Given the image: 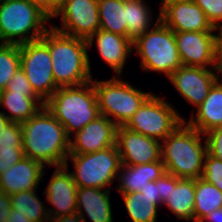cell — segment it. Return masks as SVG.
<instances>
[{
  "mask_svg": "<svg viewBox=\"0 0 222 222\" xmlns=\"http://www.w3.org/2000/svg\"><path fill=\"white\" fill-rule=\"evenodd\" d=\"M144 0H124L126 31L132 41L160 21V12L153 24V14ZM152 22V23H151ZM153 25V26H152Z\"/></svg>",
  "mask_w": 222,
  "mask_h": 222,
  "instance_id": "25",
  "label": "cell"
},
{
  "mask_svg": "<svg viewBox=\"0 0 222 222\" xmlns=\"http://www.w3.org/2000/svg\"><path fill=\"white\" fill-rule=\"evenodd\" d=\"M206 154L205 135L185 122L161 141V160L165 170L178 178H201Z\"/></svg>",
  "mask_w": 222,
  "mask_h": 222,
  "instance_id": "2",
  "label": "cell"
},
{
  "mask_svg": "<svg viewBox=\"0 0 222 222\" xmlns=\"http://www.w3.org/2000/svg\"><path fill=\"white\" fill-rule=\"evenodd\" d=\"M116 146L124 165L153 163L161 159V141L118 126Z\"/></svg>",
  "mask_w": 222,
  "mask_h": 222,
  "instance_id": "13",
  "label": "cell"
},
{
  "mask_svg": "<svg viewBox=\"0 0 222 222\" xmlns=\"http://www.w3.org/2000/svg\"><path fill=\"white\" fill-rule=\"evenodd\" d=\"M194 199V222H201L206 215L222 208V192L202 178L195 179Z\"/></svg>",
  "mask_w": 222,
  "mask_h": 222,
  "instance_id": "29",
  "label": "cell"
},
{
  "mask_svg": "<svg viewBox=\"0 0 222 222\" xmlns=\"http://www.w3.org/2000/svg\"><path fill=\"white\" fill-rule=\"evenodd\" d=\"M10 122L22 123L37 114L45 102L39 97H28L26 93H0V107ZM9 113V114H8Z\"/></svg>",
  "mask_w": 222,
  "mask_h": 222,
  "instance_id": "24",
  "label": "cell"
},
{
  "mask_svg": "<svg viewBox=\"0 0 222 222\" xmlns=\"http://www.w3.org/2000/svg\"><path fill=\"white\" fill-rule=\"evenodd\" d=\"M214 73L216 75L217 81H220V76H222V32L217 31V35L215 38V46H214V63L213 68Z\"/></svg>",
  "mask_w": 222,
  "mask_h": 222,
  "instance_id": "37",
  "label": "cell"
},
{
  "mask_svg": "<svg viewBox=\"0 0 222 222\" xmlns=\"http://www.w3.org/2000/svg\"><path fill=\"white\" fill-rule=\"evenodd\" d=\"M1 93H26L28 97H38L31 88L21 67L17 69L13 77L9 80V83L6 85L5 90Z\"/></svg>",
  "mask_w": 222,
  "mask_h": 222,
  "instance_id": "34",
  "label": "cell"
},
{
  "mask_svg": "<svg viewBox=\"0 0 222 222\" xmlns=\"http://www.w3.org/2000/svg\"><path fill=\"white\" fill-rule=\"evenodd\" d=\"M30 1L39 5L50 16H53V14L57 11L62 2V0H30Z\"/></svg>",
  "mask_w": 222,
  "mask_h": 222,
  "instance_id": "40",
  "label": "cell"
},
{
  "mask_svg": "<svg viewBox=\"0 0 222 222\" xmlns=\"http://www.w3.org/2000/svg\"><path fill=\"white\" fill-rule=\"evenodd\" d=\"M202 179L213 184L222 192V161L217 160L208 153L204 159Z\"/></svg>",
  "mask_w": 222,
  "mask_h": 222,
  "instance_id": "33",
  "label": "cell"
},
{
  "mask_svg": "<svg viewBox=\"0 0 222 222\" xmlns=\"http://www.w3.org/2000/svg\"><path fill=\"white\" fill-rule=\"evenodd\" d=\"M170 192V173H164L159 178V194L163 204L167 201V197L169 196Z\"/></svg>",
  "mask_w": 222,
  "mask_h": 222,
  "instance_id": "39",
  "label": "cell"
},
{
  "mask_svg": "<svg viewBox=\"0 0 222 222\" xmlns=\"http://www.w3.org/2000/svg\"><path fill=\"white\" fill-rule=\"evenodd\" d=\"M194 197L195 179L178 178L170 174V192L163 205L168 206L178 220L194 222Z\"/></svg>",
  "mask_w": 222,
  "mask_h": 222,
  "instance_id": "23",
  "label": "cell"
},
{
  "mask_svg": "<svg viewBox=\"0 0 222 222\" xmlns=\"http://www.w3.org/2000/svg\"><path fill=\"white\" fill-rule=\"evenodd\" d=\"M61 15V16H60ZM60 17L61 27L50 26L68 36L87 40L100 29L98 0H62L51 18Z\"/></svg>",
  "mask_w": 222,
  "mask_h": 222,
  "instance_id": "11",
  "label": "cell"
},
{
  "mask_svg": "<svg viewBox=\"0 0 222 222\" xmlns=\"http://www.w3.org/2000/svg\"><path fill=\"white\" fill-rule=\"evenodd\" d=\"M222 222V208L215 209L208 215H206L201 222Z\"/></svg>",
  "mask_w": 222,
  "mask_h": 222,
  "instance_id": "43",
  "label": "cell"
},
{
  "mask_svg": "<svg viewBox=\"0 0 222 222\" xmlns=\"http://www.w3.org/2000/svg\"><path fill=\"white\" fill-rule=\"evenodd\" d=\"M68 159L64 166L56 167L47 184L46 190L42 191L46 196V202L54 207H47L49 219L60 216L72 215L77 212L76 195L78 186L69 172Z\"/></svg>",
  "mask_w": 222,
  "mask_h": 222,
  "instance_id": "12",
  "label": "cell"
},
{
  "mask_svg": "<svg viewBox=\"0 0 222 222\" xmlns=\"http://www.w3.org/2000/svg\"><path fill=\"white\" fill-rule=\"evenodd\" d=\"M218 32H222V0H193Z\"/></svg>",
  "mask_w": 222,
  "mask_h": 222,
  "instance_id": "32",
  "label": "cell"
},
{
  "mask_svg": "<svg viewBox=\"0 0 222 222\" xmlns=\"http://www.w3.org/2000/svg\"><path fill=\"white\" fill-rule=\"evenodd\" d=\"M133 53L140 56L141 68L146 72L163 73L169 77L182 66L174 31L161 20L132 41Z\"/></svg>",
  "mask_w": 222,
  "mask_h": 222,
  "instance_id": "6",
  "label": "cell"
},
{
  "mask_svg": "<svg viewBox=\"0 0 222 222\" xmlns=\"http://www.w3.org/2000/svg\"><path fill=\"white\" fill-rule=\"evenodd\" d=\"M49 27V52L55 84L60 88L91 81L93 77L87 41Z\"/></svg>",
  "mask_w": 222,
  "mask_h": 222,
  "instance_id": "3",
  "label": "cell"
},
{
  "mask_svg": "<svg viewBox=\"0 0 222 222\" xmlns=\"http://www.w3.org/2000/svg\"><path fill=\"white\" fill-rule=\"evenodd\" d=\"M197 112L187 122L188 126L202 134L222 127V83L216 81L210 88L206 99L196 108Z\"/></svg>",
  "mask_w": 222,
  "mask_h": 222,
  "instance_id": "22",
  "label": "cell"
},
{
  "mask_svg": "<svg viewBox=\"0 0 222 222\" xmlns=\"http://www.w3.org/2000/svg\"><path fill=\"white\" fill-rule=\"evenodd\" d=\"M207 142V153L222 161V127H217L204 134Z\"/></svg>",
  "mask_w": 222,
  "mask_h": 222,
  "instance_id": "35",
  "label": "cell"
},
{
  "mask_svg": "<svg viewBox=\"0 0 222 222\" xmlns=\"http://www.w3.org/2000/svg\"><path fill=\"white\" fill-rule=\"evenodd\" d=\"M11 211V196L0 192V222H6L9 219Z\"/></svg>",
  "mask_w": 222,
  "mask_h": 222,
  "instance_id": "38",
  "label": "cell"
},
{
  "mask_svg": "<svg viewBox=\"0 0 222 222\" xmlns=\"http://www.w3.org/2000/svg\"><path fill=\"white\" fill-rule=\"evenodd\" d=\"M100 29L128 37L124 0H98Z\"/></svg>",
  "mask_w": 222,
  "mask_h": 222,
  "instance_id": "28",
  "label": "cell"
},
{
  "mask_svg": "<svg viewBox=\"0 0 222 222\" xmlns=\"http://www.w3.org/2000/svg\"><path fill=\"white\" fill-rule=\"evenodd\" d=\"M185 119L167 100L152 93L125 127L162 141L167 135L173 133Z\"/></svg>",
  "mask_w": 222,
  "mask_h": 222,
  "instance_id": "9",
  "label": "cell"
},
{
  "mask_svg": "<svg viewBox=\"0 0 222 222\" xmlns=\"http://www.w3.org/2000/svg\"><path fill=\"white\" fill-rule=\"evenodd\" d=\"M167 78L179 95L195 108L202 104L217 81L212 68L194 66H181Z\"/></svg>",
  "mask_w": 222,
  "mask_h": 222,
  "instance_id": "14",
  "label": "cell"
},
{
  "mask_svg": "<svg viewBox=\"0 0 222 222\" xmlns=\"http://www.w3.org/2000/svg\"><path fill=\"white\" fill-rule=\"evenodd\" d=\"M75 171H70L78 187L111 189L122 165L117 146L88 154H69Z\"/></svg>",
  "mask_w": 222,
  "mask_h": 222,
  "instance_id": "8",
  "label": "cell"
},
{
  "mask_svg": "<svg viewBox=\"0 0 222 222\" xmlns=\"http://www.w3.org/2000/svg\"><path fill=\"white\" fill-rule=\"evenodd\" d=\"M23 151L26 157L45 167L64 166L69 155V140L64 126L44 106L37 114L21 123Z\"/></svg>",
  "mask_w": 222,
  "mask_h": 222,
  "instance_id": "1",
  "label": "cell"
},
{
  "mask_svg": "<svg viewBox=\"0 0 222 222\" xmlns=\"http://www.w3.org/2000/svg\"><path fill=\"white\" fill-rule=\"evenodd\" d=\"M9 122L10 121L7 119V117L3 114V111L0 110V138L2 131Z\"/></svg>",
  "mask_w": 222,
  "mask_h": 222,
  "instance_id": "45",
  "label": "cell"
},
{
  "mask_svg": "<svg viewBox=\"0 0 222 222\" xmlns=\"http://www.w3.org/2000/svg\"><path fill=\"white\" fill-rule=\"evenodd\" d=\"M24 157L23 149H0V174Z\"/></svg>",
  "mask_w": 222,
  "mask_h": 222,
  "instance_id": "36",
  "label": "cell"
},
{
  "mask_svg": "<svg viewBox=\"0 0 222 222\" xmlns=\"http://www.w3.org/2000/svg\"><path fill=\"white\" fill-rule=\"evenodd\" d=\"M125 210L132 222H156L157 213L162 205L161 199H153L141 192L121 194Z\"/></svg>",
  "mask_w": 222,
  "mask_h": 222,
  "instance_id": "27",
  "label": "cell"
},
{
  "mask_svg": "<svg viewBox=\"0 0 222 222\" xmlns=\"http://www.w3.org/2000/svg\"><path fill=\"white\" fill-rule=\"evenodd\" d=\"M45 107L61 122L69 138L100 116L93 79L82 85L58 88Z\"/></svg>",
  "mask_w": 222,
  "mask_h": 222,
  "instance_id": "4",
  "label": "cell"
},
{
  "mask_svg": "<svg viewBox=\"0 0 222 222\" xmlns=\"http://www.w3.org/2000/svg\"><path fill=\"white\" fill-rule=\"evenodd\" d=\"M142 194L153 199H161L159 194V178L156 181H150L140 190Z\"/></svg>",
  "mask_w": 222,
  "mask_h": 222,
  "instance_id": "41",
  "label": "cell"
},
{
  "mask_svg": "<svg viewBox=\"0 0 222 222\" xmlns=\"http://www.w3.org/2000/svg\"><path fill=\"white\" fill-rule=\"evenodd\" d=\"M178 1H186V0H161L160 10H161L167 3H170V2H178Z\"/></svg>",
  "mask_w": 222,
  "mask_h": 222,
  "instance_id": "46",
  "label": "cell"
},
{
  "mask_svg": "<svg viewBox=\"0 0 222 222\" xmlns=\"http://www.w3.org/2000/svg\"><path fill=\"white\" fill-rule=\"evenodd\" d=\"M20 66L35 94L46 102L59 88L52 72L49 29L40 40L20 45Z\"/></svg>",
  "mask_w": 222,
  "mask_h": 222,
  "instance_id": "10",
  "label": "cell"
},
{
  "mask_svg": "<svg viewBox=\"0 0 222 222\" xmlns=\"http://www.w3.org/2000/svg\"><path fill=\"white\" fill-rule=\"evenodd\" d=\"M20 67V45L0 43V93Z\"/></svg>",
  "mask_w": 222,
  "mask_h": 222,
  "instance_id": "30",
  "label": "cell"
},
{
  "mask_svg": "<svg viewBox=\"0 0 222 222\" xmlns=\"http://www.w3.org/2000/svg\"><path fill=\"white\" fill-rule=\"evenodd\" d=\"M36 193V190H26L10 195L9 215H22L32 222H49L47 208Z\"/></svg>",
  "mask_w": 222,
  "mask_h": 222,
  "instance_id": "26",
  "label": "cell"
},
{
  "mask_svg": "<svg viewBox=\"0 0 222 222\" xmlns=\"http://www.w3.org/2000/svg\"><path fill=\"white\" fill-rule=\"evenodd\" d=\"M45 171L42 163L25 156L0 174V192L12 195L21 191L39 189Z\"/></svg>",
  "mask_w": 222,
  "mask_h": 222,
  "instance_id": "18",
  "label": "cell"
},
{
  "mask_svg": "<svg viewBox=\"0 0 222 222\" xmlns=\"http://www.w3.org/2000/svg\"><path fill=\"white\" fill-rule=\"evenodd\" d=\"M100 115L117 126H125L143 102L152 94L136 89L120 76L108 80H93Z\"/></svg>",
  "mask_w": 222,
  "mask_h": 222,
  "instance_id": "7",
  "label": "cell"
},
{
  "mask_svg": "<svg viewBox=\"0 0 222 222\" xmlns=\"http://www.w3.org/2000/svg\"><path fill=\"white\" fill-rule=\"evenodd\" d=\"M164 173H166L165 165L161 159L153 163L139 165L122 164L117 177L119 184L117 187L115 186V189L120 194L140 192L148 182L156 181Z\"/></svg>",
  "mask_w": 222,
  "mask_h": 222,
  "instance_id": "21",
  "label": "cell"
},
{
  "mask_svg": "<svg viewBox=\"0 0 222 222\" xmlns=\"http://www.w3.org/2000/svg\"><path fill=\"white\" fill-rule=\"evenodd\" d=\"M86 41L88 48H91L95 41L96 49L102 59L114 70L115 76H121L126 59L133 55L132 40L99 29Z\"/></svg>",
  "mask_w": 222,
  "mask_h": 222,
  "instance_id": "19",
  "label": "cell"
},
{
  "mask_svg": "<svg viewBox=\"0 0 222 222\" xmlns=\"http://www.w3.org/2000/svg\"><path fill=\"white\" fill-rule=\"evenodd\" d=\"M6 222H32L22 215H9V219Z\"/></svg>",
  "mask_w": 222,
  "mask_h": 222,
  "instance_id": "44",
  "label": "cell"
},
{
  "mask_svg": "<svg viewBox=\"0 0 222 222\" xmlns=\"http://www.w3.org/2000/svg\"><path fill=\"white\" fill-rule=\"evenodd\" d=\"M160 11V20L173 31L216 32L205 12L193 1L167 3Z\"/></svg>",
  "mask_w": 222,
  "mask_h": 222,
  "instance_id": "17",
  "label": "cell"
},
{
  "mask_svg": "<svg viewBox=\"0 0 222 222\" xmlns=\"http://www.w3.org/2000/svg\"><path fill=\"white\" fill-rule=\"evenodd\" d=\"M110 193L111 189L78 187L76 213L85 222V213L91 222H113Z\"/></svg>",
  "mask_w": 222,
  "mask_h": 222,
  "instance_id": "20",
  "label": "cell"
},
{
  "mask_svg": "<svg viewBox=\"0 0 222 222\" xmlns=\"http://www.w3.org/2000/svg\"><path fill=\"white\" fill-rule=\"evenodd\" d=\"M216 32L174 31L182 66L213 68Z\"/></svg>",
  "mask_w": 222,
  "mask_h": 222,
  "instance_id": "15",
  "label": "cell"
},
{
  "mask_svg": "<svg viewBox=\"0 0 222 222\" xmlns=\"http://www.w3.org/2000/svg\"><path fill=\"white\" fill-rule=\"evenodd\" d=\"M51 16L30 0L0 1V41L22 45L40 40ZM18 38V39H17Z\"/></svg>",
  "mask_w": 222,
  "mask_h": 222,
  "instance_id": "5",
  "label": "cell"
},
{
  "mask_svg": "<svg viewBox=\"0 0 222 222\" xmlns=\"http://www.w3.org/2000/svg\"><path fill=\"white\" fill-rule=\"evenodd\" d=\"M23 130L21 123L9 122L1 133L0 149H22Z\"/></svg>",
  "mask_w": 222,
  "mask_h": 222,
  "instance_id": "31",
  "label": "cell"
},
{
  "mask_svg": "<svg viewBox=\"0 0 222 222\" xmlns=\"http://www.w3.org/2000/svg\"><path fill=\"white\" fill-rule=\"evenodd\" d=\"M117 127L106 116H98L70 137L69 154L94 153L116 145Z\"/></svg>",
  "mask_w": 222,
  "mask_h": 222,
  "instance_id": "16",
  "label": "cell"
},
{
  "mask_svg": "<svg viewBox=\"0 0 222 222\" xmlns=\"http://www.w3.org/2000/svg\"><path fill=\"white\" fill-rule=\"evenodd\" d=\"M49 222H85L83 219L77 214L60 216L56 218H50Z\"/></svg>",
  "mask_w": 222,
  "mask_h": 222,
  "instance_id": "42",
  "label": "cell"
}]
</instances>
